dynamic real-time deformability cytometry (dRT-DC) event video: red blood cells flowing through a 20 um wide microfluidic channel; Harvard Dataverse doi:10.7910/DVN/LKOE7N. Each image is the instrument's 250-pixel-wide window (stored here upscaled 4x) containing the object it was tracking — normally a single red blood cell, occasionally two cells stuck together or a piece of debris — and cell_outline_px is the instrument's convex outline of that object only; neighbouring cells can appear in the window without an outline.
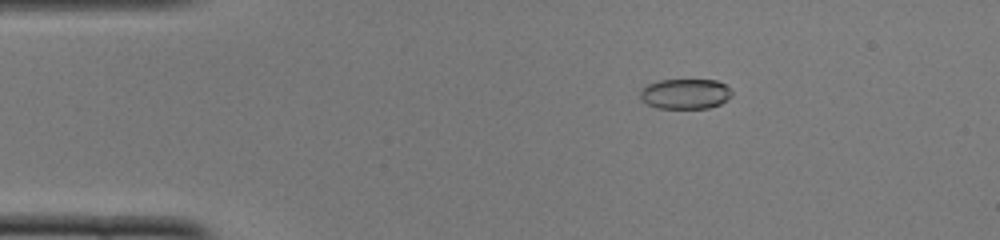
{"species": "common noctule bat (a hibernating species)", "species_latin": "Nyctalus noctula", "temperature_condition": "cold", "stored_images_in_passage": 50, "camera_frame_rate_fps": 3000, "um_per_image_px": 0.085, "animal": {"sex": "female", "body_mass_g": 22.0, "forearm_length_mm": 56.7}, "frame": {"image": 1, "passage_image": 9, "time_ms": 2.667, "image_size_px": [1000, 240], "cell_outline_px": [[732, 96], [720, 104], [708, 108], [656, 108], [640, 100], [640, 88], [648, 84], [660, 80], [716, 80], [724, 84], [732, 92]], "centroid_in_image_um": [58.22, 7.98], "position_along_channel_um": 26.8, "area_um2": 16.18}}
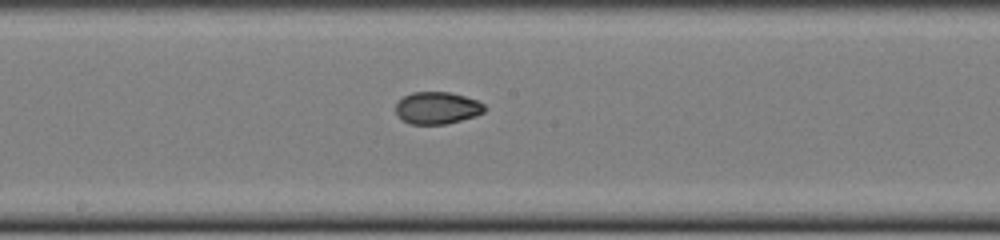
{"frame": {"image": 2, "passage_image": 27, "time_ms": 8.667, "image_size_px": [1000, 240], "cell_outline_px": [[484, 112], [476, 116], [448, 124], [408, 124], [400, 120], [396, 112], [396, 104], [404, 96], [412, 92], [448, 92], [464, 96], [476, 100], [484, 104]], "centroid_in_image_um": [37.14, 9.19], "position_along_channel_um": 211.1, "area_um2": 16.7}}
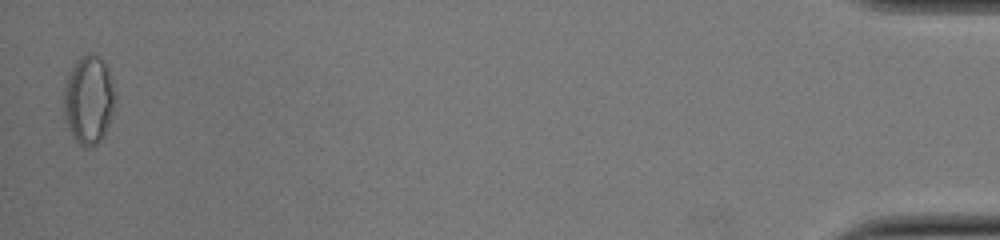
{"frame": {"image": 3, "passage_image": 50, "time_ms": 16.333, "image_size_px": [1000, 240], "cell_outline_px": [[116, 100], [104, 136], [96, 144], [84, 148], [72, 136], [64, 120], [64, 88], [68, 72], [76, 60], [80, 56], [100, 56], [104, 60], [112, 76], [116, 96]], "centroid_in_image_um": [7.54, 8.48], "position_along_channel_um": 427.7, "area_um2": 26.7}, "authors_computed_cell_mechanics": {"area_um2": 17.5134, "velocity_mm_per_s": 4.0201, "shape_relaxation_time_tau1_ms": 8.7473, "shape_relaxation_time_tau2_ms": 1.7722, "deformation_change_tau1": 0.1607, "deformation_change_tau2": 0.0493}}